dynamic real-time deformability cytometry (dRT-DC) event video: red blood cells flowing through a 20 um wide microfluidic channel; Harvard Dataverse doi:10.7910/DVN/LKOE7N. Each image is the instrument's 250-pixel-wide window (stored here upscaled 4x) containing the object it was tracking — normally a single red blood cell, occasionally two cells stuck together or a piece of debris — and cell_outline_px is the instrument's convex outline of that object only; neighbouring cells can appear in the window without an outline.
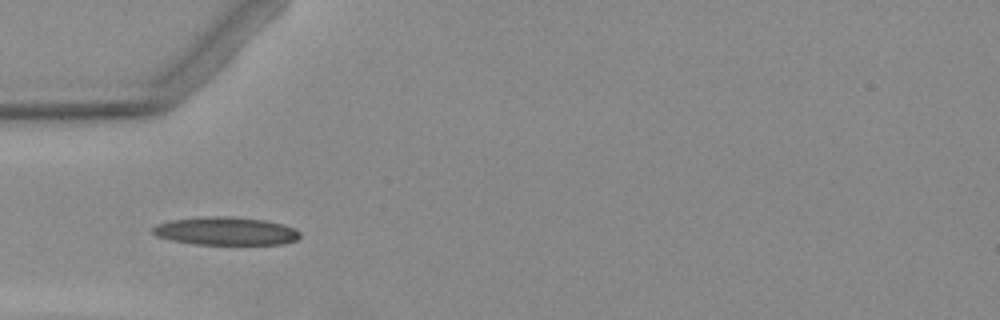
{"species": "Egyptian fruit bat (a non-hibernating species)", "species_latin": "Rousettus aegyptiacus", "temperature_condition": "warm", "stored_images_in_passage": 5, "camera_frame_rate_fps": 3000, "um_per_image_px": 0.085, "animal": {"sex": "female"}, "frame": {"image": 1, "passage_image": 4, "time_ms": 3.667, "image_size_px": [1000, 320], "cell_outline_px": [[300, 236], [296, 240], [284, 244], [192, 244], [172, 240], [156, 236], [152, 232], [152, 228], [156, 224], [172, 220], [204, 216], [228, 216], [264, 220], [280, 224], [292, 228], [300, 232]], "centroid_in_image_um": [19.15, 19.64], "position_along_channel_um": 65.8, "area_um2": 23.99}}
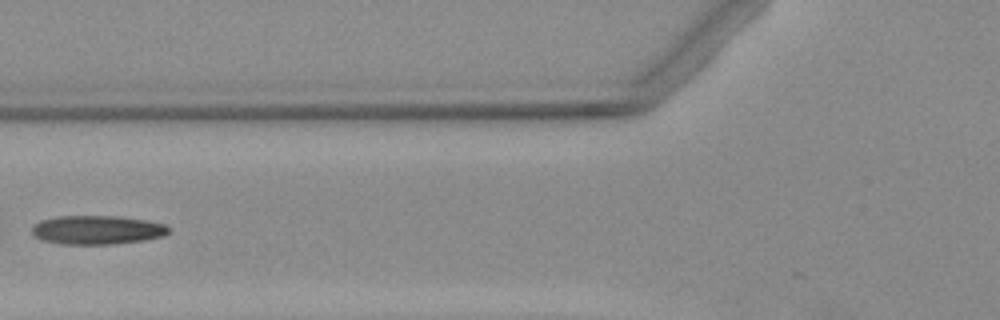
{"frame": {"image": 2, "passage_image": 5, "time_ms": 5.0, "image_size_px": [1000, 320], "cell_outline_px": [[168, 232], [164, 236], [144, 240], [116, 244], [60, 244], [44, 240], [32, 236], [32, 228], [40, 220], [56, 216], [120, 216], [144, 220], [164, 224], [168, 228]], "centroid_in_image_um": [8.23, 19.54], "position_along_channel_um": 117.6, "area_um2": 23.0}}